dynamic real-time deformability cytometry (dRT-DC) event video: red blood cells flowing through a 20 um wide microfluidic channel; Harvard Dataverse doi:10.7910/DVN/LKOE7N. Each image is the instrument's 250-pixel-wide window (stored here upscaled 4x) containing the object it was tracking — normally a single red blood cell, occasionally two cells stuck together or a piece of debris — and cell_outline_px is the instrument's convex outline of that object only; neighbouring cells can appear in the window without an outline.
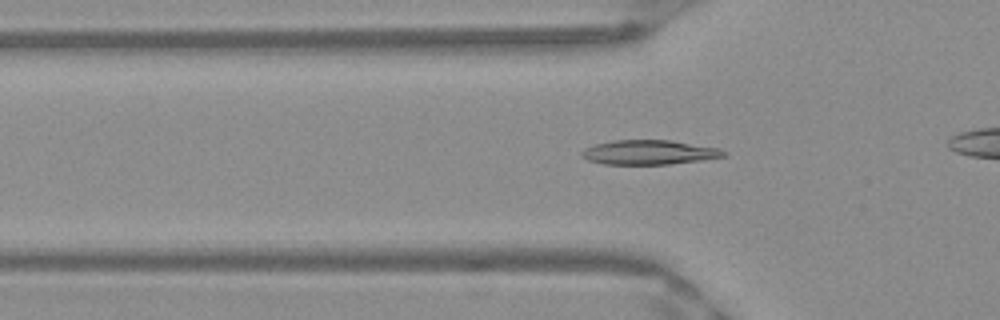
{"species": "Egyptian fruit bat (a non-hibernating species)", "species_latin": "Rousettus aegyptiacus", "temperature_condition": "warm", "stored_images_in_passage": 27, "camera_frame_rate_fps": 3000, "um_per_image_px": 0.085, "frame": {"image": 1, "passage_image": 2, "time_ms": 0.333, "image_size_px": [1000, 320], "cell_outline_px": [[728, 152], [724, 156], [700, 160], [668, 164], [604, 164], [588, 160], [580, 156], [580, 152], [584, 148], [596, 144], [616, 140], [672, 140], [720, 148]], "centroid_in_image_um": [55.17, 12.94], "position_along_channel_um": 70.6, "area_um2": 20.23}}
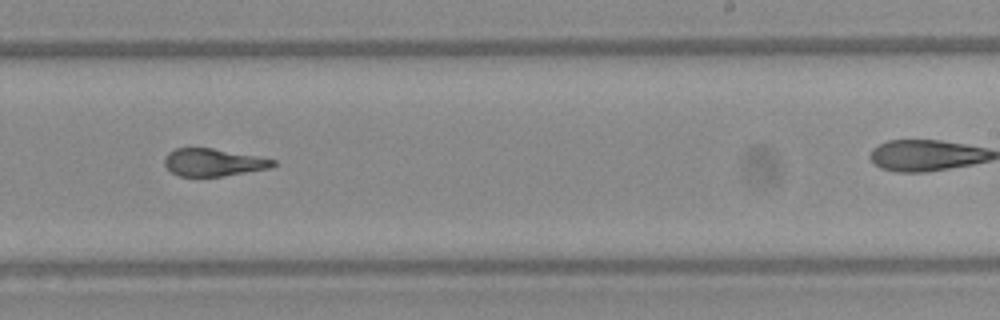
{"frame": {"image": 2, "passage_image": 17, "time_ms": 5.333, "image_size_px": [1000, 320], "cell_outline_px": [[276, 164], [272, 168], [224, 176], [180, 176], [172, 172], [164, 164], [164, 156], [168, 152], [176, 148], [212, 148], [256, 156], [276, 160]], "centroid_in_image_um": [18.14, 13.8], "position_along_channel_um": 270.9, "area_um2": 17.4}}
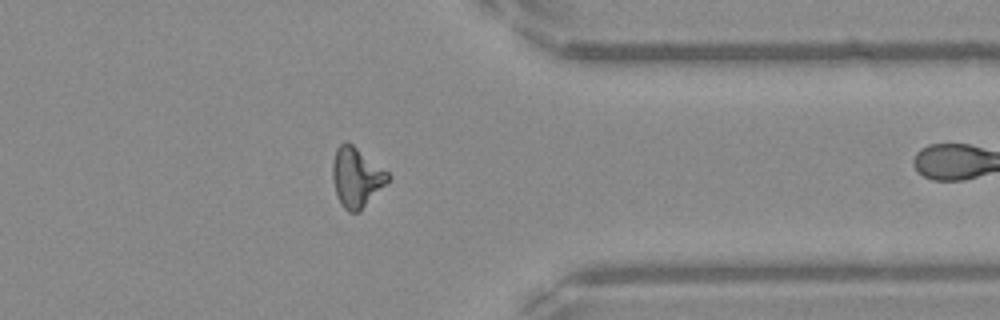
{"frame": {"image": 3, "passage_image": 26, "time_ms": 8.333, "image_size_px": [1000, 320], "cell_outline_px": [[392, 176], [360, 212], [348, 212], [344, 208], [336, 192], [332, 176], [332, 160], [336, 148], [344, 140], [348, 140], [388, 172]], "centroid_in_image_um": [30.28, 15.03], "position_along_channel_um": 381.1, "area_um2": 19.25}}